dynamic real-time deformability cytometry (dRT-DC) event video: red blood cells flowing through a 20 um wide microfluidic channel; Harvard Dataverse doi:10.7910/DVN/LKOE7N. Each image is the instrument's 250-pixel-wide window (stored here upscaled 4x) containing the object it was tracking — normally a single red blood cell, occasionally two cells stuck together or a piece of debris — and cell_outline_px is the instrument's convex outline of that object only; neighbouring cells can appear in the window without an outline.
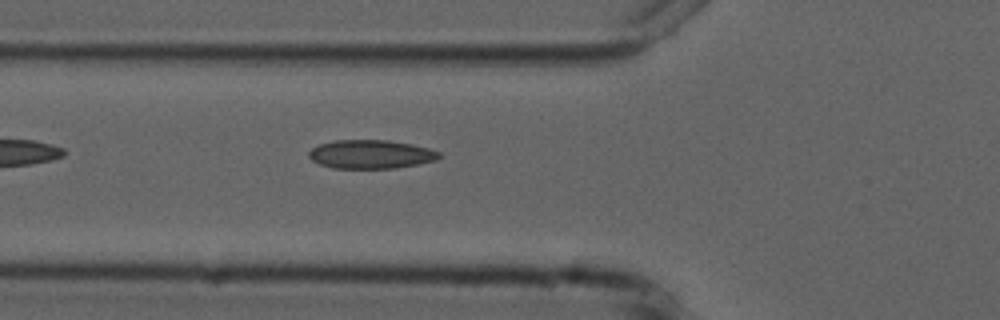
{"species": "common noctule bat (a hibernating species)", "species_latin": "Nyctalus noctula", "temperature_condition": "cold", "stored_images_in_passage": 6, "camera_frame_rate_fps": 3000, "um_per_image_px": 0.085, "animal": {"sex": "male", "forearm_length_mm": 52.5}, "frame": {"image": 1, "passage_image": 6, "time_ms": 6.667, "image_size_px": [1000, 320], "cell_outline_px": [[440, 156], [436, 160], [416, 164], [392, 168], [332, 168], [320, 164], [312, 160], [308, 156], [308, 152], [312, 148], [320, 144], [336, 140], [388, 140], [412, 144], [428, 148], [440, 152]], "centroid_in_image_um": [31.5, 13.11], "position_along_channel_um": 94.3, "area_um2": 21.62}}